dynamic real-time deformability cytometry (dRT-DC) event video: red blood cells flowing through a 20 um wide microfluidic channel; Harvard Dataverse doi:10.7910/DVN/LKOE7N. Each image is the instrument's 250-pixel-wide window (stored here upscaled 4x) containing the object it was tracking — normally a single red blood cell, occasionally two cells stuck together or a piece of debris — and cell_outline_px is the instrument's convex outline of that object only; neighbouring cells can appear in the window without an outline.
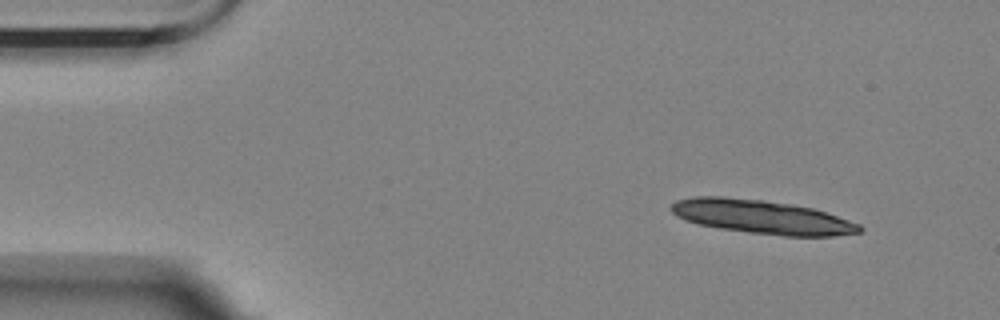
{"species": "Egyptian fruit bat (a non-hibernating species)", "species_latin": "Rousettus aegyptiacus", "temperature_condition": "room temperature", "stored_images_in_passage": 4, "camera_frame_rate_fps": 3000, "um_per_image_px": 0.085, "animal": {"sex": "female"}, "frame": {"image": 1, "passage_image": 1, "time_ms": 0.0, "image_size_px": [1000, 320], "cell_outline_px": [[864, 228], [860, 232], [832, 236], [784, 236], [720, 228], [700, 224], [688, 220], [672, 212], [668, 208], [676, 200], [692, 196], [724, 196], [760, 200], [788, 204], [812, 208], [860, 224]], "centroid_in_image_um": [64.75, 18.43], "position_along_channel_um": 20.2, "area_um2": 36.53}}